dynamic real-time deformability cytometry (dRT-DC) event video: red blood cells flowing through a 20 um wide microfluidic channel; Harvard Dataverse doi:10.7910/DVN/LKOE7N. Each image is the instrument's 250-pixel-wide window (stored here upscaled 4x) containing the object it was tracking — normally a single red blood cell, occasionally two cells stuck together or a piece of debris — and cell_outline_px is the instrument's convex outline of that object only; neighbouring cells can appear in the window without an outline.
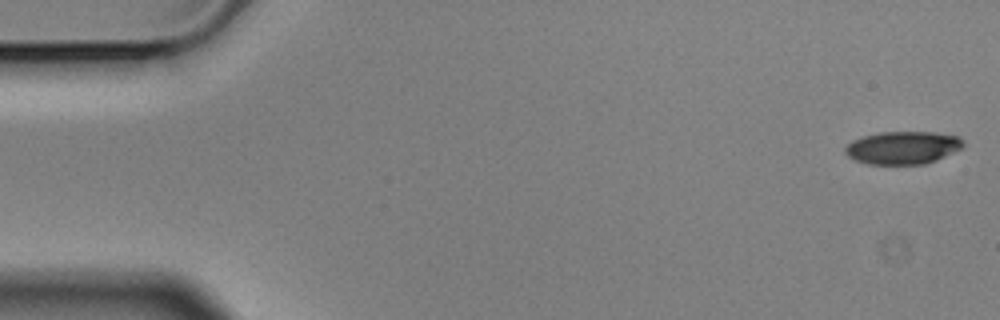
{"species": "Egyptian fruit bat (a non-hibernating species)", "species_latin": "Rousettus aegyptiacus", "temperature_condition": "cold", "stored_images_in_passage": 5, "camera_frame_rate_fps": 3000, "um_per_image_px": 0.085, "animal": {"sex": "male"}, "frame": {"image": 1, "passage_image": 1, "time_ms": 0.0, "image_size_px": [1000, 320], "cell_outline_px": [[964, 144], [960, 148], [936, 160], [924, 164], [868, 164], [856, 160], [848, 156], [844, 152], [844, 148], [852, 140], [864, 136], [880, 132], [932, 132], [960, 136], [964, 140]], "centroid_in_image_um": [76.72, 12.54], "position_along_channel_um": 8.3, "area_um2": 22.48}}
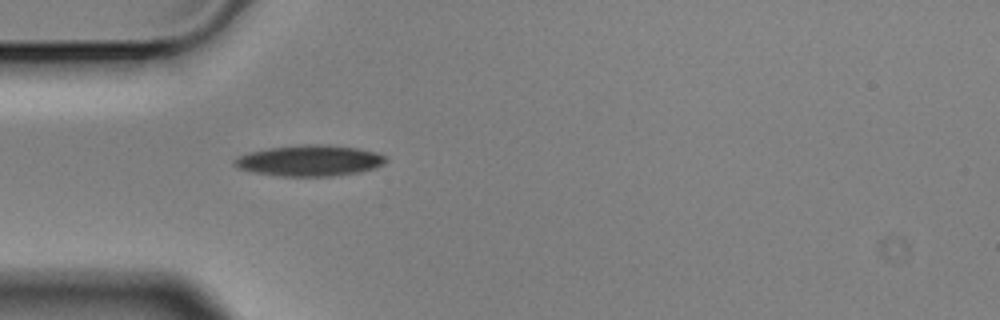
{"frame": {"image": 2, "passage_image": 5, "time_ms": 1.333, "image_size_px": [1000, 320], "cell_outline_px": [[388, 160], [384, 164], [376, 168], [360, 172], [332, 176], [280, 176], [256, 172], [236, 168], [232, 164], [232, 160], [236, 156], [248, 152], [268, 148], [304, 144], [328, 144], [356, 148], [376, 152], [384, 156]], "centroid_in_image_um": [26.29, 13.65], "position_along_channel_um": 58.7, "area_um2": 27.57}}